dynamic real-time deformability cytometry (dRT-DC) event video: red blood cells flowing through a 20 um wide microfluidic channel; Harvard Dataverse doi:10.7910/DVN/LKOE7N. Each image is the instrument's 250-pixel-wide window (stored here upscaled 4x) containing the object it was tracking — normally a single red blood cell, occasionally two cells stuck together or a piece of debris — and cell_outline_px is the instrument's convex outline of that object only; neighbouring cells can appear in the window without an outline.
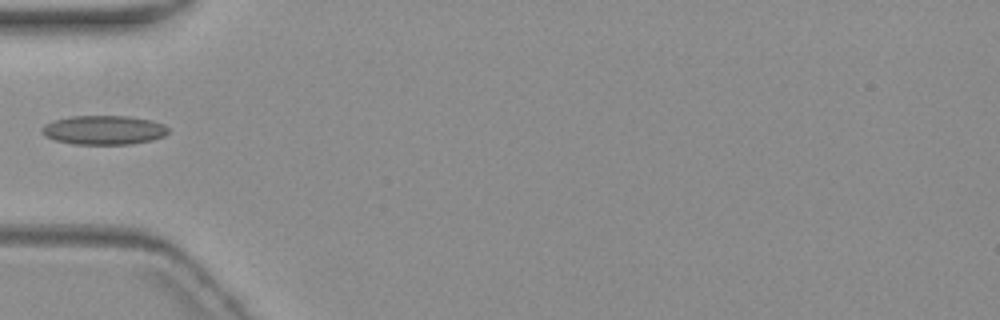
{"species": "common noctule bat (a hibernating species)", "species_latin": "Nyctalus noctula", "temperature_condition": "warm", "stored_images_in_passage": 6, "camera_frame_rate_fps": 3000, "um_per_image_px": 0.085, "animal": {"sex": "female", "body_mass_g": 19.3, "forearm_length_mm": 54.1}, "frame": {"image": 1, "passage_image": 6, "time_ms": 5.667, "image_size_px": [1000, 320], "cell_outline_px": [[168, 132], [164, 136], [152, 140], [132, 144], [72, 144], [56, 140], [44, 136], [40, 132], [40, 128], [44, 124], [56, 120], [72, 116], [128, 116], [152, 120], [164, 124], [168, 128]], "centroid_in_image_um": [8.82, 11.05], "position_along_channel_um": 76.2, "area_um2": 21.56}}